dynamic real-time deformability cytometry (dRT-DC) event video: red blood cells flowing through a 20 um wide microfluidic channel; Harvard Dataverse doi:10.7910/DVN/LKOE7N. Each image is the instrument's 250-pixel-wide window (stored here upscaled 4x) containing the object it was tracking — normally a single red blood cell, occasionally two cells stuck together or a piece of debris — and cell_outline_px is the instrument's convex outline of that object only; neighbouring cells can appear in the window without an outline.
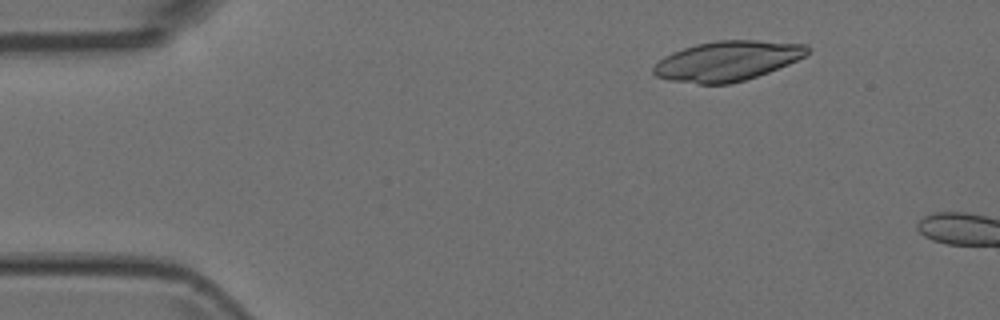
{"species": "Egyptian fruit bat (a non-hibernating species)", "species_latin": "Rousettus aegyptiacus", "temperature_condition": "room temperature", "stored_images_in_passage": 3, "camera_frame_rate_fps": 3000, "um_per_image_px": 0.085, "animal": {"sex": "female"}, "frame": {"image": 1, "passage_image": 2, "time_ms": 0.333, "image_size_px": [1000, 320], "cell_outline_px": [[812, 48], [804, 56], [788, 64], [768, 72], [744, 80], [728, 84], [700, 84], [672, 80], [656, 76], [652, 72], [652, 68], [664, 56], [672, 52], [696, 44], [716, 40], [756, 40], [808, 44]], "centroid_in_image_um": [61.84, 5.16], "position_along_channel_um": 23.2, "area_um2": 35.6}}